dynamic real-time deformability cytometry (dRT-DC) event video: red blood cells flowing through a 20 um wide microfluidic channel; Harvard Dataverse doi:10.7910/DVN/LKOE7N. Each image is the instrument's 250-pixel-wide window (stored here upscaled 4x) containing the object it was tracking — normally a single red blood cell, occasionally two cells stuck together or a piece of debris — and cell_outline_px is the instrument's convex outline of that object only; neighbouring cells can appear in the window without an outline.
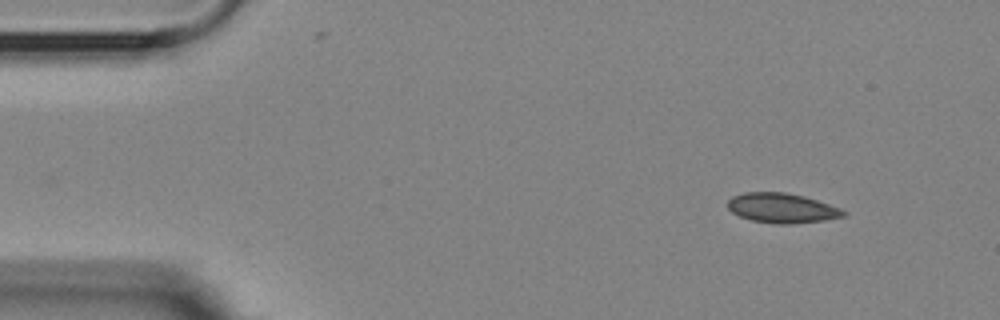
{"species": "Egyptian fruit bat (a non-hibernating species)", "species_latin": "Rousettus aegyptiacus", "temperature_condition": "room temperature", "stored_images_in_passage": 4, "camera_frame_rate_fps": 3000, "um_per_image_px": 0.085, "animal": {"sex": "female"}, "frame": {"image": 1, "passage_image": 1, "time_ms": 0.0, "image_size_px": [1000, 320], "cell_outline_px": [[848, 212], [844, 216], [824, 220], [792, 224], [776, 224], [752, 220], [740, 216], [732, 212], [728, 208], [728, 200], [732, 196], [744, 192], [784, 192], [804, 196], [840, 208]], "centroid_in_image_um": [66.45, 17.68], "position_along_channel_um": 18.5, "area_um2": 20.0}}
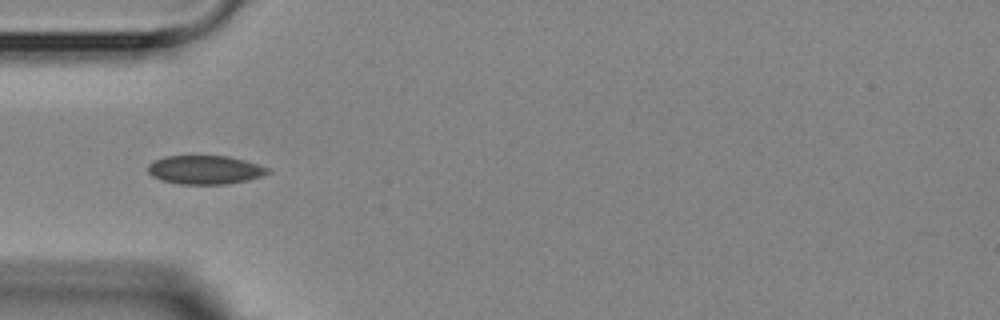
{"frame": {"image": 2, "passage_image": 4, "time_ms": 3.667, "image_size_px": [1000, 320], "cell_outline_px": [[272, 172], [248, 180], [228, 184], [180, 184], [160, 180], [152, 176], [148, 172], [148, 164], [164, 156], [228, 156], [244, 160], [268, 168]], "centroid_in_image_um": [17.41, 14.44], "position_along_channel_um": 67.6, "area_um2": 20.0}}